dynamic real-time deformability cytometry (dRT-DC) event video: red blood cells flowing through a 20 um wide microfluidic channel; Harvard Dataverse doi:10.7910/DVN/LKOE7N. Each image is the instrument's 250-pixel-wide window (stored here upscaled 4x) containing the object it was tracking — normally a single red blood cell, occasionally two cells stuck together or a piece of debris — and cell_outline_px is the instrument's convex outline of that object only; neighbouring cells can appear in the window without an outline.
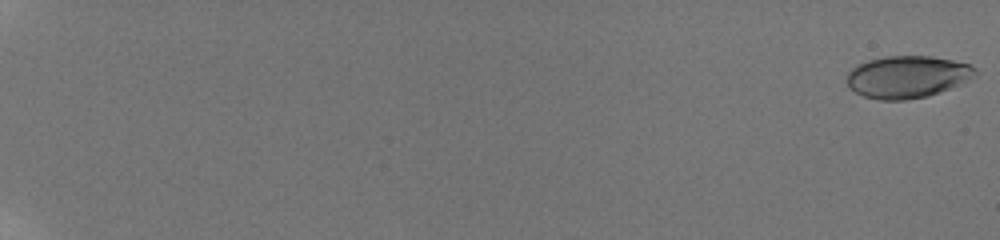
{"species": "human", "species_latin": "Homo sapiens", "temperature_condition": "room temperature", "stored_images_in_passage": 60, "camera_frame_rate_fps": 3000, "um_per_image_px": 0.085, "donor": {"sex": "male"}, "frame": {"image": 1, "passage_image": 1, "time_ms": 0.0, "image_size_px": [1000, 240], "cell_outline_px": [[976, 72], [968, 80], [960, 84], [940, 92], [928, 96], [904, 100], [880, 100], [864, 96], [856, 92], [844, 80], [848, 72], [852, 68], [868, 60], [888, 56], [932, 56], [952, 60], [968, 64], [976, 68]], "centroid_in_image_um": [77.1, 6.53], "position_along_channel_um": 7.9, "area_um2": 31.39}}
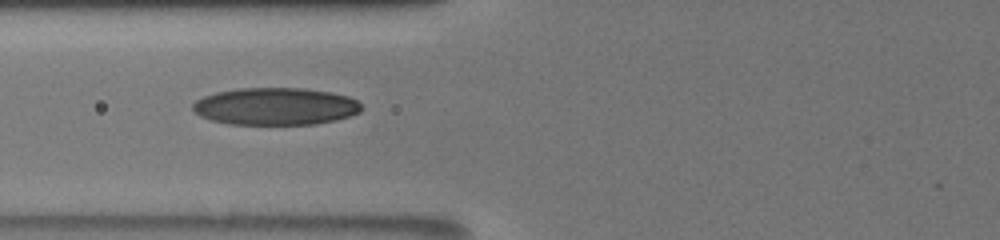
{"frame": {"image": 2, "passage_image": 29, "time_ms": 9.333, "image_size_px": [1000, 240], "cell_outline_px": [[360, 112], [336, 120], [316, 124], [228, 124], [212, 120], [200, 116], [192, 108], [192, 104], [196, 100], [204, 96], [216, 92], [240, 88], [300, 88], [328, 92], [348, 96], [356, 100], [360, 104]], "centroid_in_image_um": [23.39, 9.04], "position_along_channel_um": 102.4, "area_um2": 36.47}}
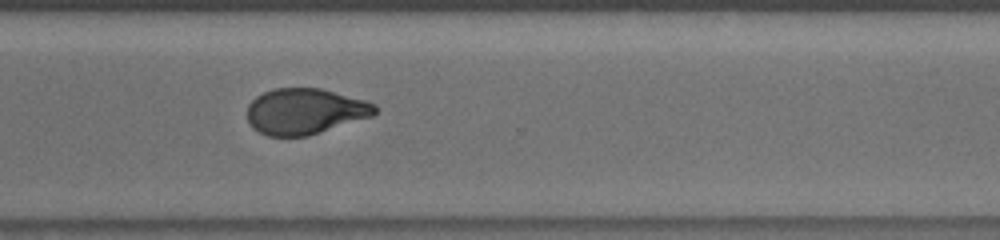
{"frame": {"image": 3, "passage_image": 48, "time_ms": 15.667, "image_size_px": [1000, 240], "cell_outline_px": [[376, 112], [372, 116], [308, 136], [268, 136], [252, 128], [248, 120], [248, 104], [256, 96], [264, 92], [276, 88], [320, 88], [364, 100], [376, 104]], "centroid_in_image_um": [25.91, 9.46], "position_along_channel_um": 344.7, "area_um2": 33.99}, "authors_computed_cell_mechanics": {"area_um2": 34.3043, "velocity_mm_per_s": 3.8326, "shape_relaxation_time_tau1_ms": 7.2319, "shape_relaxation_time_tau2_ms": 1.6241, "deformation_change_tau1": 0.2275, "deformation_change_tau2": 0.0719}}